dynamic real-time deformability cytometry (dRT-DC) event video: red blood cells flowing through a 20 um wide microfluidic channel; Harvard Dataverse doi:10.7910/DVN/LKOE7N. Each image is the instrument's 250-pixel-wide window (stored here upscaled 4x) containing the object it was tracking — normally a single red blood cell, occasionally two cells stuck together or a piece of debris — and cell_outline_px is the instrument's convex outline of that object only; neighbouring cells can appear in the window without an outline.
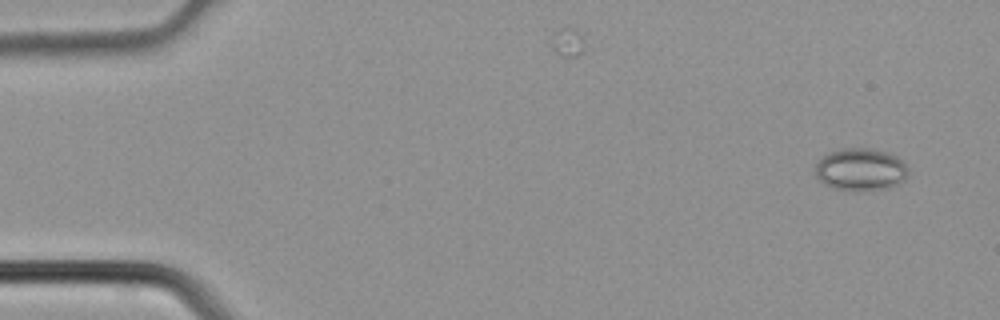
{"species": "common noctule bat (a hibernating species)", "species_latin": "Nyctalus noctula", "temperature_condition": "cold", "stored_images_in_passage": 3, "camera_frame_rate_fps": 3000, "um_per_image_px": 0.085, "animal": {"sex": "male", "body_mass_g": 21.5, "forearm_length_mm": 52.0}, "frame": {"image": 1, "passage_image": 1, "time_ms": 0.0, "image_size_px": [1000, 320], "cell_outline_px": [[908, 176], [904, 180], [892, 188], [856, 192], [832, 188], [824, 184], [816, 176], [816, 160], [828, 152], [840, 148], [872, 148], [888, 152], [904, 160], [908, 168]], "centroid_in_image_um": [73.17, 14.41], "position_along_channel_um": 11.8, "area_um2": 23.76}}
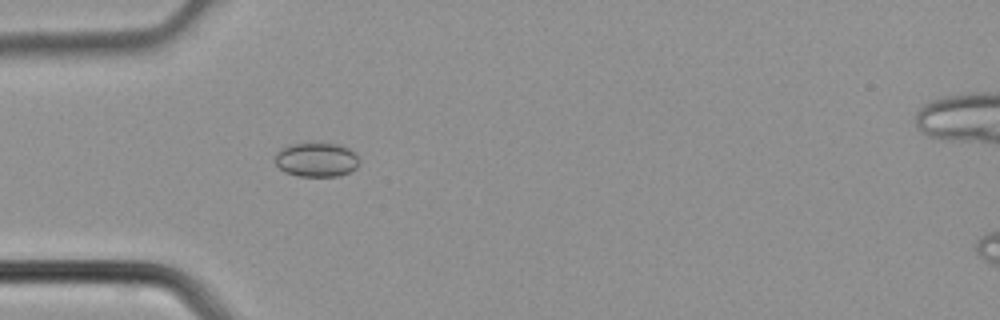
{"frame": {"image": 2, "passage_image": 3, "time_ms": 0.667, "image_size_px": [1000, 320], "cell_outline_px": [[360, 164], [356, 168], [340, 176], [300, 176], [284, 172], [272, 160], [288, 144], [336, 144], [348, 148], [356, 152], [360, 160]], "centroid_in_image_um": [26.94, 13.59], "position_along_channel_um": 58.1, "area_um2": 16.7}}